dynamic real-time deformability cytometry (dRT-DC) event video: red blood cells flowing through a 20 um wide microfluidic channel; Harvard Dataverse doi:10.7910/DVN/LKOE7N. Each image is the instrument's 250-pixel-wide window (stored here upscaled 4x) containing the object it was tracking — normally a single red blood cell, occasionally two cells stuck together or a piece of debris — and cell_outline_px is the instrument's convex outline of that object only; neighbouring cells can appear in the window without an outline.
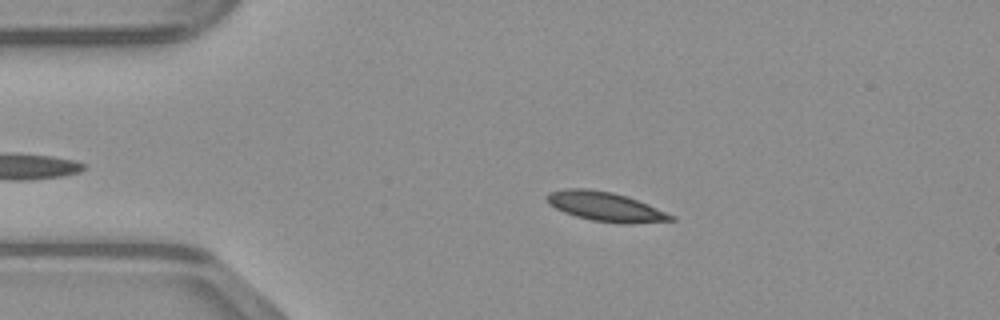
{"species": "common noctule bat (a hibernating species)", "species_latin": "Nyctalus noctula", "temperature_condition": "warm", "stored_images_in_passage": 42, "camera_frame_rate_fps": 3000, "um_per_image_px": 0.085, "animal": {"sex": "male", "body_mass_g": 23.1, "forearm_length_mm": 52.7}, "frame": {"image": 1, "passage_image": 9, "time_ms": 2.667, "image_size_px": [1000, 320], "cell_outline_px": [[676, 220], [628, 224], [624, 224], [592, 220], [576, 216], [564, 212], [548, 204], [544, 196], [548, 192], [564, 188], [588, 188], [612, 192], [628, 196], [648, 204], [676, 216]], "centroid_in_image_um": [51.45, 17.55], "position_along_channel_um": 33.5, "area_um2": 21.44}}
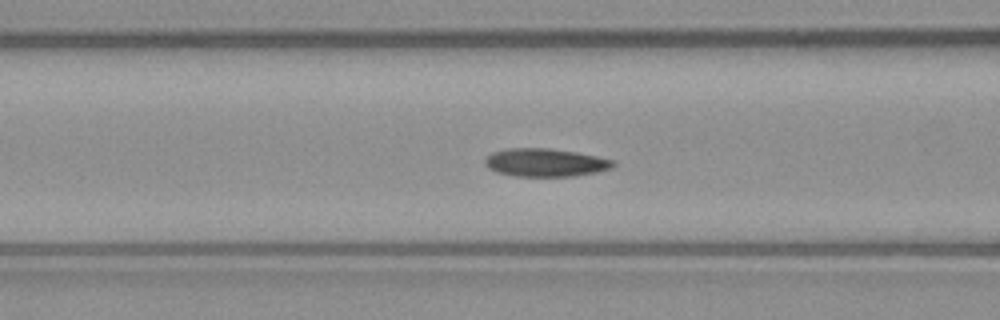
{"frame": {"image": 2, "passage_image": 18, "time_ms": 5.667, "image_size_px": [1000, 320], "cell_outline_px": [[616, 164], [612, 168], [596, 172], [576, 176], [516, 176], [496, 172], [488, 168], [484, 164], [484, 160], [492, 152], [508, 148], [552, 148], [576, 152], [596, 156], [612, 160]], "centroid_in_image_um": [46.34, 13.81], "position_along_channel_um": 120.3, "area_um2": 21.04}}
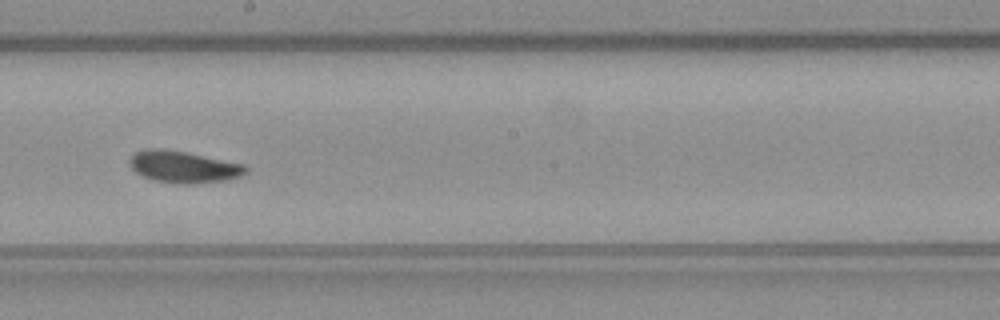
{"frame": {"image": 3, "passage_image": 26, "time_ms": 8.333, "image_size_px": [1000, 320], "cell_outline_px": [[248, 172], [240, 176], [228, 180], [192, 184], [180, 184], [152, 180], [136, 172], [128, 164], [128, 160], [136, 152], [144, 148], [160, 148], [184, 152], [244, 164], [248, 168]], "centroid_in_image_um": [15.59, 14.19], "position_along_channel_um": 232.6, "area_um2": 21.56}}